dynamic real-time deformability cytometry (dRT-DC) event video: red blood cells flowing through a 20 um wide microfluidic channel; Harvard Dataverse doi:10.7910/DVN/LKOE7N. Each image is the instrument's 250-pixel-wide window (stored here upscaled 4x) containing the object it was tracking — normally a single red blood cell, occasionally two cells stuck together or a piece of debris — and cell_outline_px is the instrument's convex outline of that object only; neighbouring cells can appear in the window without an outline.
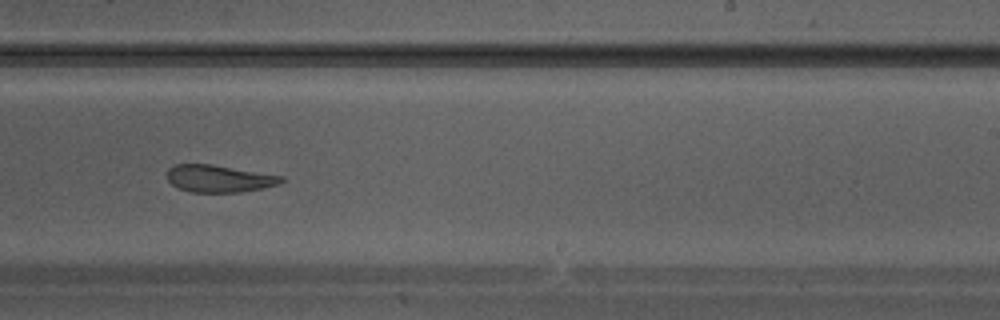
{"species": "Egyptian fruit bat (a non-hibernating species)", "species_latin": "Rousettus aegyptiacus", "temperature_condition": "warm", "stored_images_in_passage": 34, "camera_frame_rate_fps": 3000, "um_per_image_px": 0.085, "animal": {"sex": "male"}, "frame": {"image": 1, "passage_image": 20, "time_ms": 6.333, "image_size_px": [1000, 320], "cell_outline_px": [[284, 180], [280, 184], [240, 192], [192, 192], [180, 188], [172, 184], [168, 180], [168, 168], [172, 164], [212, 164], [284, 176]], "centroid_in_image_um": [18.62, 15.17], "position_along_channel_um": 270.4, "area_um2": 18.03}}